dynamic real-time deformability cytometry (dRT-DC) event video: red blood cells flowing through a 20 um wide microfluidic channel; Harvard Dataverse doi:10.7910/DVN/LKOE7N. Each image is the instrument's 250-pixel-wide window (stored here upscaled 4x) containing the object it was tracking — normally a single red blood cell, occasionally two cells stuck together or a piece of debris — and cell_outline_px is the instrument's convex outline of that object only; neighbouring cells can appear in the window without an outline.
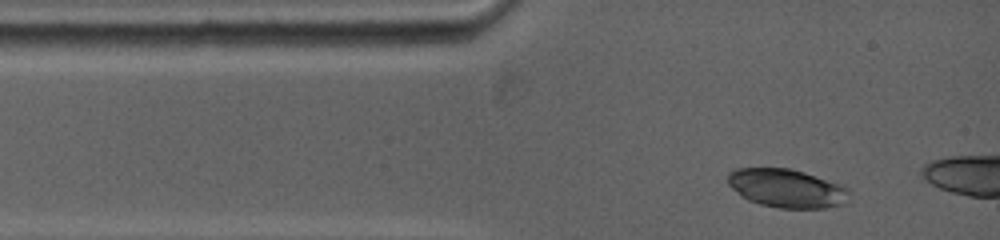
{"species": "common noctule bat (a hibernating species)", "species_latin": "Nyctalus noctula", "temperature_condition": "warm", "stored_images_in_passage": 2, "camera_frame_rate_fps": 5000, "um_per_image_px": 0.085, "animal": {"sex": "female", "body_mass_g": 19.0, "forearm_length_mm": 53.3}, "frame": {"image": 1, "passage_image": 1, "time_ms": 0.0, "image_size_px": [1000, 240], "cell_outline_px": [[848, 204], [824, 208], [780, 208], [760, 204], [748, 200], [740, 196], [728, 184], [728, 172], [736, 168], [788, 168], [804, 172], [844, 184], [848, 188]], "centroid_in_image_um": [66.9, 16.0], "position_along_channel_um": 18.1, "area_um2": 27.63}}